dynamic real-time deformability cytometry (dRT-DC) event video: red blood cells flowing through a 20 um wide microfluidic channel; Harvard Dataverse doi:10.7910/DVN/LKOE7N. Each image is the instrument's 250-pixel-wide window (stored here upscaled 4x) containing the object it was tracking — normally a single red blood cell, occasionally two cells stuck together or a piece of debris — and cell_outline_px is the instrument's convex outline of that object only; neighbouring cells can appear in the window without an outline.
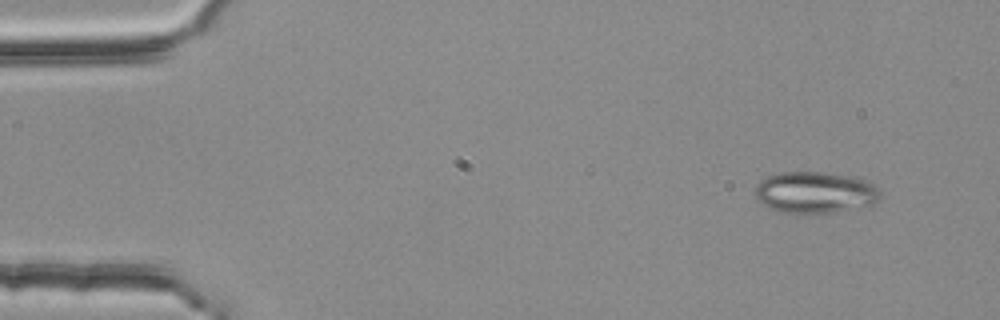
{"species": "common noctule bat (a hibernating species)", "species_latin": "Nyctalus noctula", "temperature_condition": "room temperature", "stored_images_in_passage": 4, "camera_frame_rate_fps": 3000, "um_per_image_px": 0.085, "animal": {"sex": "female", "body_mass_g": 25.1}, "frame": {"image": 1, "passage_image": 1, "time_ms": 0.0, "image_size_px": [1000, 320], "cell_outline_px": [[880, 200], [872, 204], [836, 212], [804, 216], [776, 212], [768, 208], [756, 200], [756, 184], [760, 180], [768, 176], [780, 172], [824, 172], [864, 180], [876, 184], [880, 192]], "centroid_in_image_um": [69.23, 16.4], "position_along_channel_um": 15.8, "area_um2": 30.98}}